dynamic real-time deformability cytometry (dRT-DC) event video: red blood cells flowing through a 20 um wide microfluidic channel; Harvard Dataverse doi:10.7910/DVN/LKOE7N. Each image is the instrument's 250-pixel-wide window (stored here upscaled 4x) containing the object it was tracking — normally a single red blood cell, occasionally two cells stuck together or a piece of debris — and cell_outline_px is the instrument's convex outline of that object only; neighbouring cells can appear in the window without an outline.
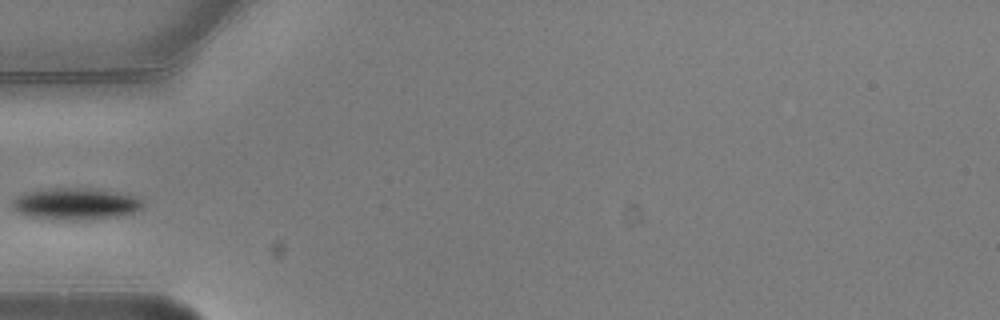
{"species": "common noctule bat (a hibernating species)", "species_latin": "Nyctalus noctula", "temperature_condition": "warm", "stored_images_in_passage": 1, "camera_frame_rate_fps": 3000, "um_per_image_px": 0.085, "animal": {"sex": "male", "body_mass_g": 20.5, "forearm_length_mm": 52.5}, "frame": {"image": 1, "passage_image": 1, "time_ms": 0.0, "image_size_px": [1000, 320], "cell_outline_px": [[144, 208], [140, 212], [120, 216], [88, 220], [56, 220], [28, 216], [16, 212], [12, 208], [12, 200], [16, 196], [24, 192], [56, 188], [80, 188], [116, 192], [136, 196], [144, 200]], "centroid_in_image_um": [6.46, 17.35], "position_along_channel_um": 78.5, "area_um2": 24.62}}